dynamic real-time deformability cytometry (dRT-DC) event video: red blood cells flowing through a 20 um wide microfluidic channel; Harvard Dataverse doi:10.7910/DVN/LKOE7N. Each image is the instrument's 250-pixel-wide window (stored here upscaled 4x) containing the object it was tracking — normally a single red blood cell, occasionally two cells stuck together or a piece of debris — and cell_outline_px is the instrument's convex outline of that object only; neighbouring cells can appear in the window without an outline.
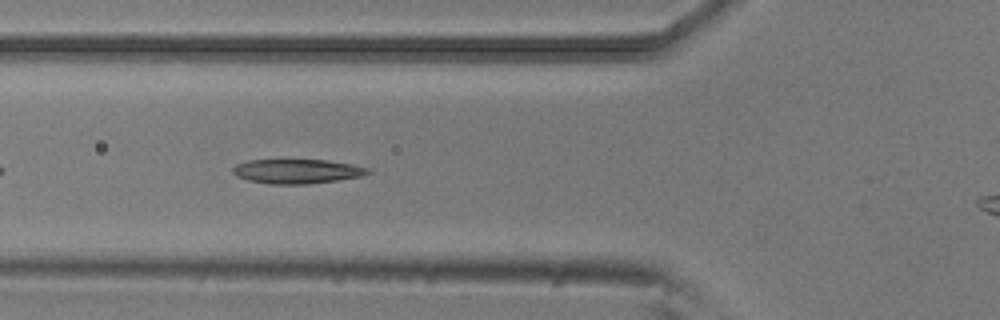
{"species": "common noctule bat (a hibernating species)", "species_latin": "Nyctalus noctula", "temperature_condition": "room temperature", "stored_images_in_passage": 34, "camera_frame_rate_fps": 3000, "um_per_image_px": 0.085, "animal": {"sex": "male", "body_mass_g": 20.5, "forearm_length_mm": 52.5}, "frame": {"image": 1, "passage_image": 6, "time_ms": 1.667, "image_size_px": [1000, 320], "cell_outline_px": [[372, 172], [360, 176], [336, 180], [308, 184], [268, 184], [248, 180], [236, 176], [232, 172], [232, 168], [236, 164], [248, 160], [328, 160], [352, 164], [368, 168]], "centroid_in_image_um": [25.22, 14.56], "position_along_channel_um": 100.6, "area_um2": 19.19}}
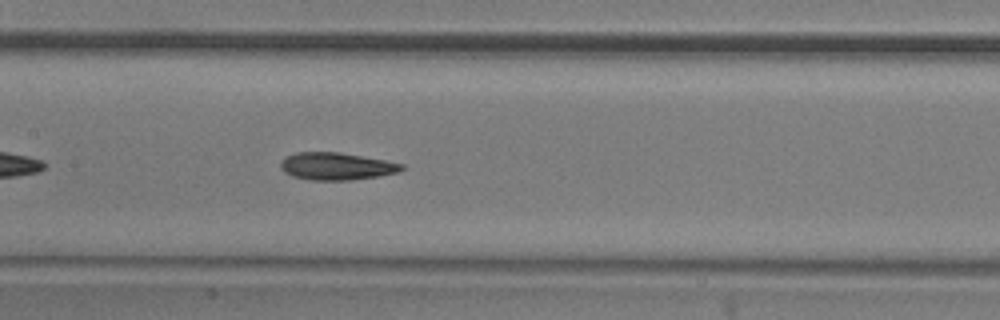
{"frame": {"image": 2, "passage_image": 12, "time_ms": 3.667, "image_size_px": [1000, 320], "cell_outline_px": [[404, 168], [396, 172], [380, 176], [352, 180], [308, 180], [292, 176], [284, 172], [280, 168], [280, 160], [296, 152], [340, 152], [384, 160], [404, 164]], "centroid_in_image_um": [28.56, 14.13], "position_along_channel_um": 178.8, "area_um2": 19.36}}
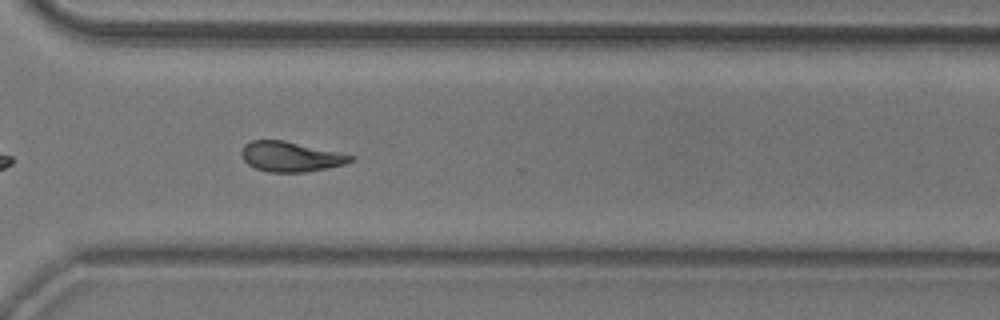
{"frame": {"image": 3, "passage_image": 25, "time_ms": 8.0, "image_size_px": [1000, 320], "cell_outline_px": [[356, 156], [352, 160], [344, 164], [304, 172], [268, 172], [256, 168], [248, 164], [244, 160], [240, 152], [244, 144], [252, 140], [284, 140]], "centroid_in_image_um": [24.66, 13.3], "position_along_channel_um": 345.9, "area_um2": 18.9}, "authors_computed_cell_mechanics": {"area_um2": 19.1318, "velocity_mm_per_s": 3.8786, "shape_relaxation_time_tau1_ms": 6.297, "shape_relaxation_time_tau2_ms": 3.2253, "deformation_change_tau1": 0.1795, "deformation_change_tau2": 0.1061}}